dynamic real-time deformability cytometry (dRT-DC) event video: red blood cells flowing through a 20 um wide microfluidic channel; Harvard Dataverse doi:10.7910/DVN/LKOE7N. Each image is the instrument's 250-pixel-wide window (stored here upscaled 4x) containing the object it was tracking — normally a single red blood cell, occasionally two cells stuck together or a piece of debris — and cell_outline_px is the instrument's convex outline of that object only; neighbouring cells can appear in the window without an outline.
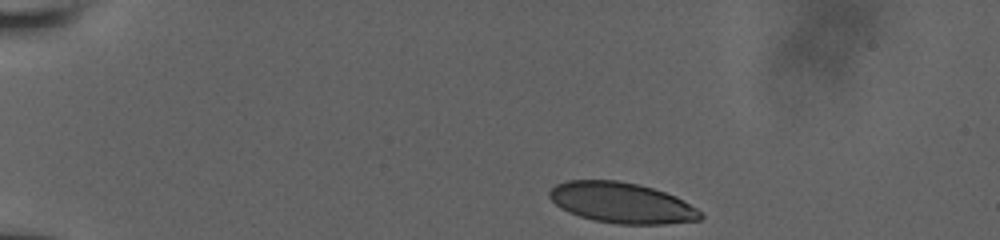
{"species": "human", "species_latin": "Homo sapiens", "temperature_condition": "room temperature", "stored_images_in_passage": 38, "camera_frame_rate_fps": 3000, "um_per_image_px": 0.085, "donor": {"sex": "male"}, "frame": {"image": 1, "passage_image": 1, "time_ms": 0.0, "image_size_px": [1000, 240], "cell_outline_px": [[704, 216], [700, 220], [664, 224], [616, 224], [592, 220], [568, 212], [560, 208], [548, 196], [548, 192], [556, 184], [568, 180], [616, 180], [640, 184], [676, 196], [696, 208]], "centroid_in_image_um": [52.83, 17.24], "position_along_channel_um": 32.2, "area_um2": 35.84}}
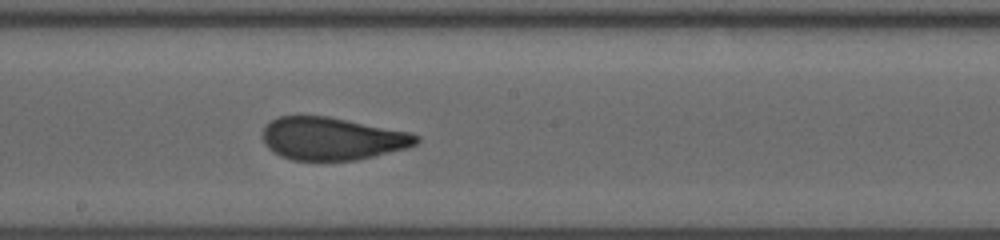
{"frame": {"image": 2, "passage_image": 22, "time_ms": 7.0, "image_size_px": [1000, 240], "cell_outline_px": [[420, 140], [416, 144], [408, 148], [356, 160], [292, 160], [280, 156], [268, 148], [264, 144], [264, 124], [280, 116], [328, 116], [412, 132], [420, 136]], "centroid_in_image_um": [28.26, 11.78], "position_along_channel_um": 219.9, "area_um2": 38.38}}
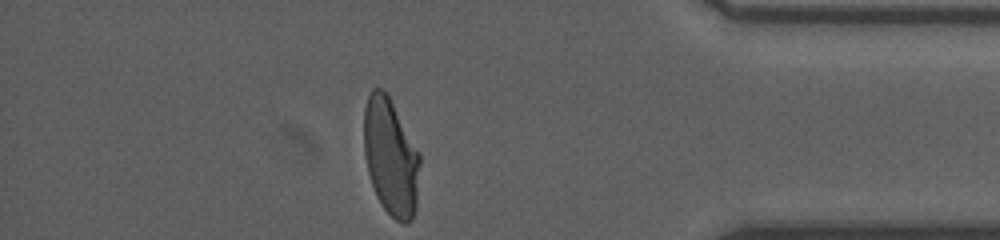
{"frame": {"image": 3, "passage_image": 38, "time_ms": 12.333, "image_size_px": [1000, 240], "cell_outline_px": [[420, 164], [416, 212], [412, 220], [408, 224], [404, 224], [396, 220], [380, 204], [376, 196], [368, 172], [364, 152], [364, 108], [368, 96], [372, 88], [384, 88], [420, 152]], "centroid_in_image_um": [33.23, 13.36], "position_along_channel_um": 402.0, "area_um2": 38.55}, "authors_computed_cell_mechanics": {"area_um2": 38.5815, "velocity_mm_per_s": 3.9212, "shape_relaxation_time_tau1_ms": 9.0029, "shape_relaxation_time_tau2_ms": 0.7987, "deformation_change_tau1": 0.2701, "deformation_change_tau2": 0.0642}}